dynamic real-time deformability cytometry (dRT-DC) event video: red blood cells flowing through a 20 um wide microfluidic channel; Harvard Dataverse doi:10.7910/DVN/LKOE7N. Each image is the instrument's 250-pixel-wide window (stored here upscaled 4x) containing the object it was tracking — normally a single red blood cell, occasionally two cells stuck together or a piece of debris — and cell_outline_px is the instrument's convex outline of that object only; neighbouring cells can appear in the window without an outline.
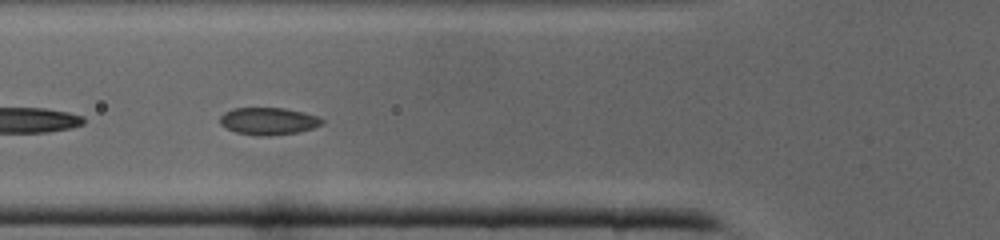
{"species": "common noctule bat (a hibernating species)", "species_latin": "Nyctalus noctula", "temperature_condition": "cold", "stored_images_in_passage": 28, "camera_frame_rate_fps": 3000, "um_per_image_px": 0.085, "animal": {"sex": "male", "body_mass_g": 19.0, "forearm_length_mm": 50.8}, "frame": {"image": 1, "passage_image": 9, "time_ms": 2.667, "image_size_px": [1000, 240], "cell_outline_px": [[324, 124], [300, 132], [268, 136], [256, 136], [236, 132], [220, 124], [220, 116], [224, 112], [232, 108], [284, 108], [304, 112], [320, 116], [324, 120]], "centroid_in_image_um": [22.85, 10.29], "position_along_channel_um": 102.9, "area_um2": 16.42}}